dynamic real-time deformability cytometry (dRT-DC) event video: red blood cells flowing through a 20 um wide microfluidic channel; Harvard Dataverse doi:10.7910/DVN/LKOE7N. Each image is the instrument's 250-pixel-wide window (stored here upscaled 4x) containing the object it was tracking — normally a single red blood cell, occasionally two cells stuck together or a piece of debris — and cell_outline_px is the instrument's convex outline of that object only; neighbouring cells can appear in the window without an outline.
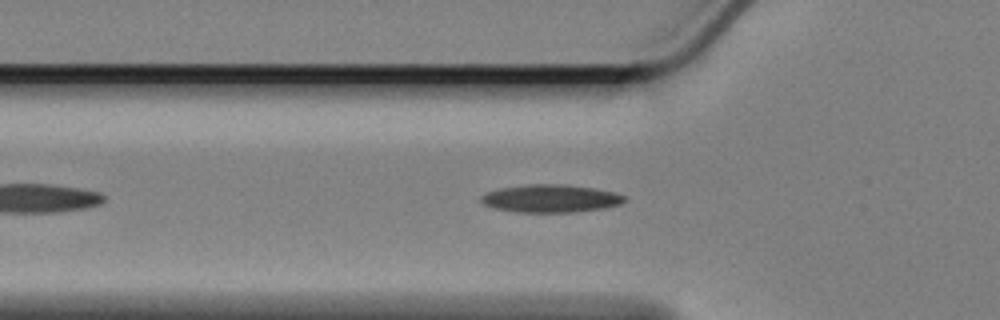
{"species": "Egyptian fruit bat (a non-hibernating species)", "species_latin": "Rousettus aegyptiacus", "temperature_condition": "cold", "stored_images_in_passage": 26, "camera_frame_rate_fps": 3000, "um_per_image_px": 0.085, "animal": {"sex": "female"}, "frame": {"image": 1, "passage_image": 9, "time_ms": 2.667, "image_size_px": [1000, 320], "cell_outline_px": [[628, 200], [620, 204], [604, 208], [576, 212], [516, 212], [492, 208], [484, 204], [480, 200], [480, 196], [488, 192], [500, 188], [528, 184], [560, 184], [592, 188], [616, 192], [624, 196]], "centroid_in_image_um": [46.8, 16.88], "position_along_channel_um": 79.0, "area_um2": 23.29}}
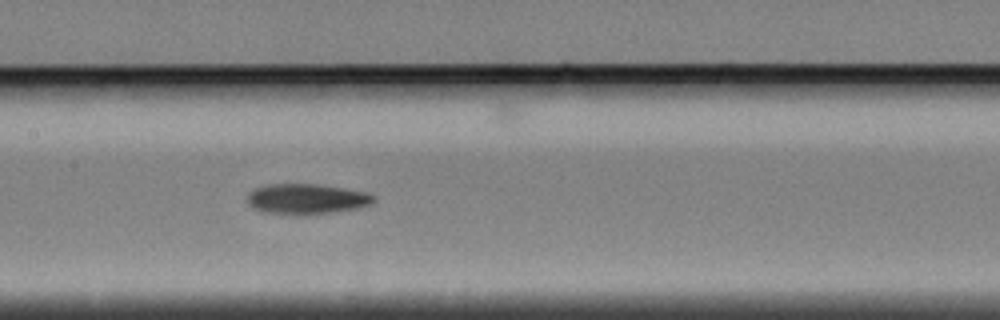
{"frame": {"image": 2, "passage_image": 18, "time_ms": 5.667, "image_size_px": [1000, 320], "cell_outline_px": [[376, 200], [372, 204], [360, 208], [332, 212], [264, 212], [252, 208], [248, 204], [248, 192], [256, 188], [268, 184], [316, 184], [344, 188], [364, 192], [376, 196]], "centroid_in_image_um": [26.09, 16.87], "position_along_channel_um": 181.3, "area_um2": 21.68}}
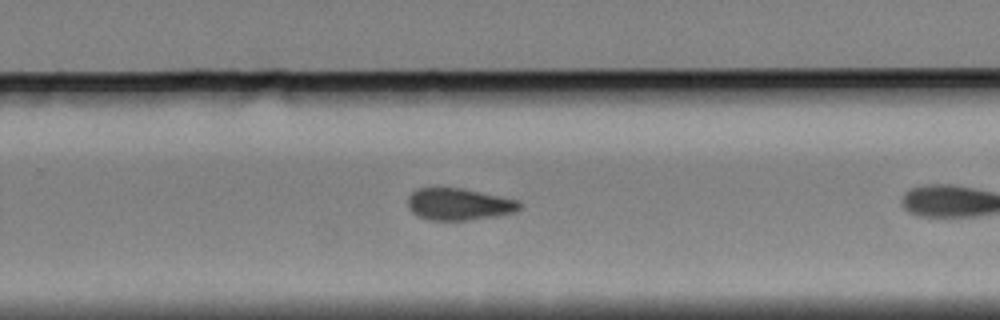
{"frame": {"image": 3, "passage_image": 24, "time_ms": 7.667, "image_size_px": [1000, 320], "cell_outline_px": [[520, 208], [516, 212], [468, 220], [428, 220], [416, 216], [408, 208], [408, 196], [416, 188], [460, 188], [520, 200]], "centroid_in_image_um": [38.97, 17.36], "position_along_channel_um": 290.8, "area_um2": 20.75}}